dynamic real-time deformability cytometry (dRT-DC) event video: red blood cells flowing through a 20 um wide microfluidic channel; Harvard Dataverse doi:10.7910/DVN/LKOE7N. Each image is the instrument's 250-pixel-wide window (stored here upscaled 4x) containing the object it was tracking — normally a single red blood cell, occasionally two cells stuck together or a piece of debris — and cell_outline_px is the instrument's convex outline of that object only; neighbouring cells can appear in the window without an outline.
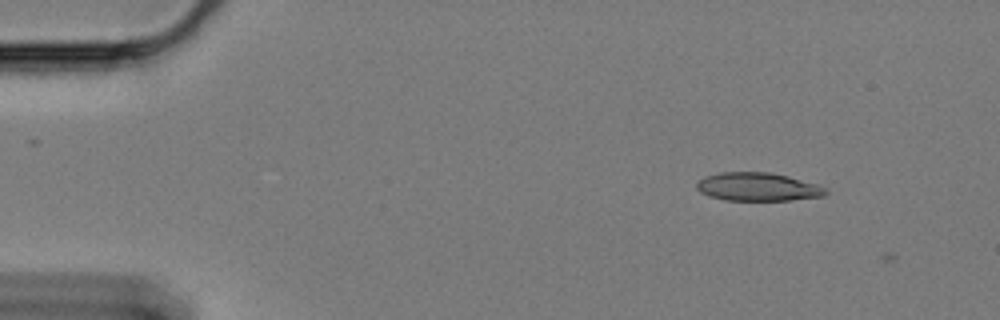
{"species": "Egyptian fruit bat (a non-hibernating species)", "species_latin": "Rousettus aegyptiacus", "temperature_condition": "cold", "stored_images_in_passage": 6, "camera_frame_rate_fps": 3000, "um_per_image_px": 0.085, "animal": {"sex": "female"}, "frame": {"image": 1, "passage_image": 5, "time_ms": 1.333, "image_size_px": [1000, 320], "cell_outline_px": [[828, 192], [824, 196], [792, 200], [724, 200], [708, 196], [700, 192], [696, 188], [696, 184], [704, 176], [720, 172], [772, 172], [788, 176], [816, 184], [824, 188]], "centroid_in_image_um": [64.38, 15.88], "position_along_channel_um": 20.6, "area_um2": 21.33}}